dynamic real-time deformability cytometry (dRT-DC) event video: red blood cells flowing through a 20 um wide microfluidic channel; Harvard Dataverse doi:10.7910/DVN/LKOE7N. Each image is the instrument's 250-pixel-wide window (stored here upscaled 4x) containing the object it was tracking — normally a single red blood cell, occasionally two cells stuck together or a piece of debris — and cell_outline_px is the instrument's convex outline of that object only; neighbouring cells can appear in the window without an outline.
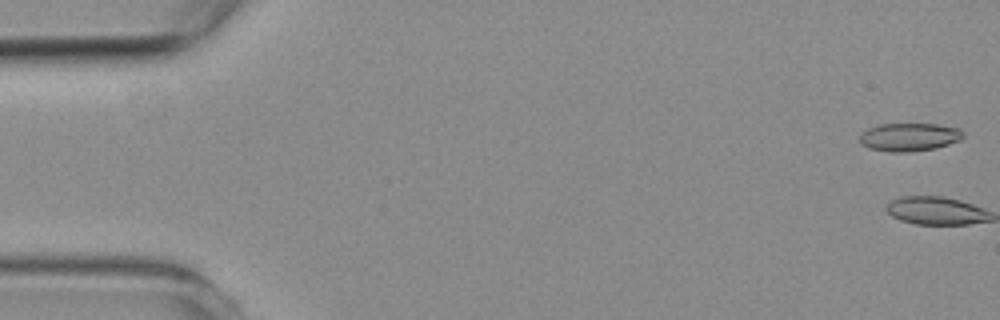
{"species": "common noctule bat (a hibernating species)", "species_latin": "Nyctalus noctula", "temperature_condition": "room temperature", "stored_images_in_passage": 2, "segment_of_instrument_passage": [2, 2], "camera_frame_rate_fps": 3000, "um_per_image_px": 0.085, "animal": {"sex": "female", "body_mass_g": 19.3, "forearm_length_mm": 54.1}, "frame": {"image": 1, "passage_image": 2, "time_ms": 2.0, "image_size_px": [1000, 320], "cell_outline_px": [[964, 136], [960, 140], [936, 148], [908, 152], [888, 152], [868, 148], [860, 144], [860, 136], [868, 128], [880, 124], [936, 124], [960, 128], [964, 132]], "centroid_in_image_um": [77.3, 11.65], "position_along_channel_um": 7.7, "area_um2": 17.05}}